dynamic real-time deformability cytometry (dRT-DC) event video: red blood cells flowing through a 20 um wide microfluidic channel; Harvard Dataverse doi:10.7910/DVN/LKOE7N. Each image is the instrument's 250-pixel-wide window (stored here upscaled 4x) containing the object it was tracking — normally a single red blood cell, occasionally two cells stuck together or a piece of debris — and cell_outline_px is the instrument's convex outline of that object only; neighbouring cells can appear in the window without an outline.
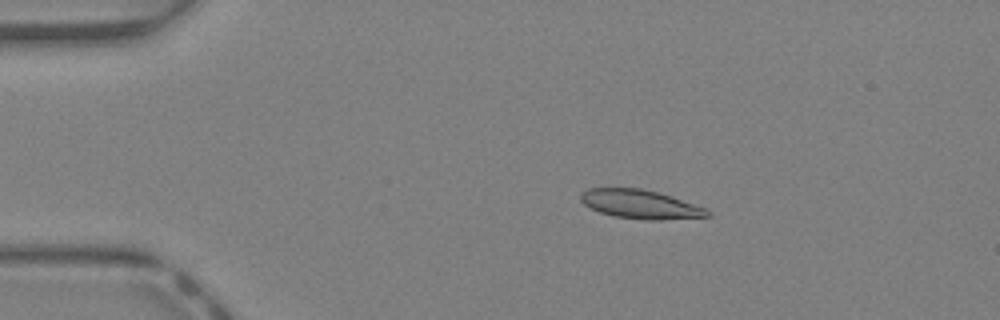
{"species": "Egyptian fruit bat (a non-hibernating species)", "species_latin": "Rousettus aegyptiacus", "temperature_condition": "warm", "stored_images_in_passage": 42, "camera_frame_rate_fps": 3000, "um_per_image_px": 0.085, "animal": {"sex": "female"}, "frame": {"image": 1, "passage_image": 8, "time_ms": 2.333, "image_size_px": [1000, 320], "cell_outline_px": [[712, 216], [660, 220], [648, 220], [616, 216], [600, 212], [584, 204], [580, 200], [580, 196], [588, 188], [640, 188], [656, 192], [708, 208], [712, 212]], "centroid_in_image_um": [54.48, 17.37], "position_along_channel_um": 30.5, "area_um2": 21.1}}
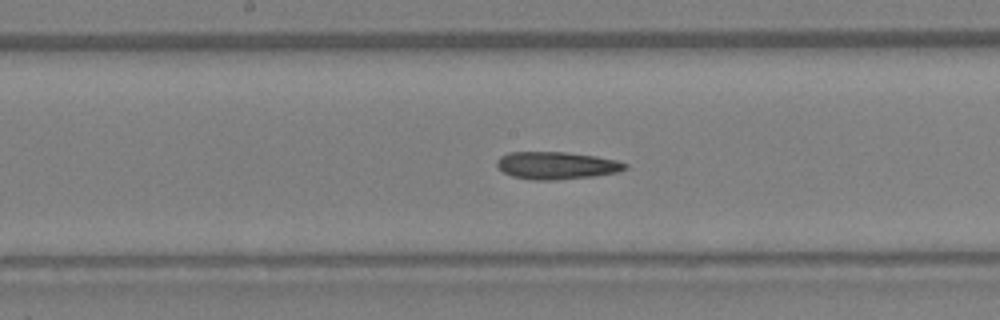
{"frame": {"image": 2, "passage_image": 22, "time_ms": 7.0, "image_size_px": [1000, 320], "cell_outline_px": [[628, 168], [616, 172], [596, 176], [556, 180], [532, 180], [512, 176], [504, 172], [496, 164], [496, 160], [500, 156], [508, 152], [564, 152], [596, 156], [616, 160], [628, 164]], "centroid_in_image_um": [47.3, 14.06], "position_along_channel_um": 200.9, "area_um2": 20.58}}
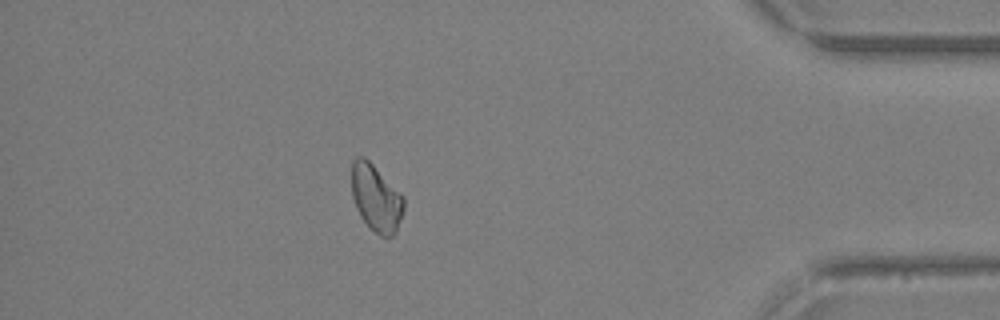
{"frame": {"image": 3, "passage_image": 37, "time_ms": 12.0, "image_size_px": [1000, 320], "cell_outline_px": [[404, 208], [396, 232], [392, 236], [380, 236], [360, 216], [356, 208], [352, 196], [352, 160], [356, 156], [364, 156], [404, 196]], "centroid_in_image_um": [31.96, 16.81], "position_along_channel_um": 403.2, "area_um2": 20.11}, "authors_computed_cell_mechanics": {"area_um2": 20.9525, "velocity_mm_per_s": 4.9026, "shape_relaxation_time_tau1_ms": null, "shape_relaxation_time_tau2_ms": 5.3226, "deformation_change_tau1": null, "deformation_change_tau2": 0.1343}}